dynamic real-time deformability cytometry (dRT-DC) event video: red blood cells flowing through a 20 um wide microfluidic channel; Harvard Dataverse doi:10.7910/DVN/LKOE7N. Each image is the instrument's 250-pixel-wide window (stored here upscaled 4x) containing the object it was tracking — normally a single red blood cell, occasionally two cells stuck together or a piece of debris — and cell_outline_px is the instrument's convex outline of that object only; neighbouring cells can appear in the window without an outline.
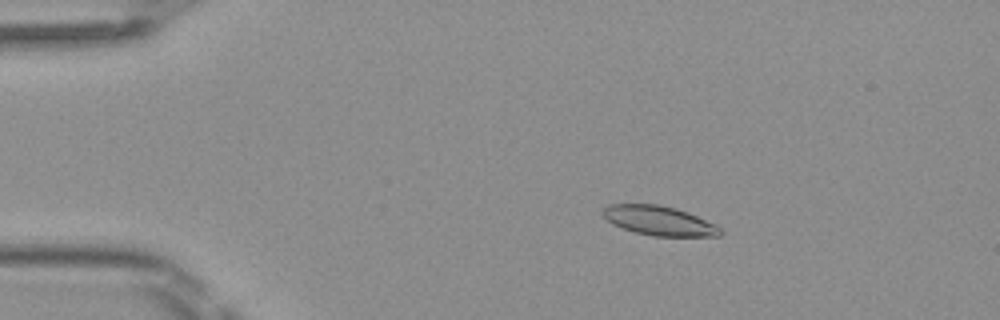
{"species": "Egyptian fruit bat (a non-hibernating species)", "species_latin": "Rousettus aegyptiacus", "temperature_condition": "room temperature", "stored_images_in_passage": 50, "camera_frame_rate_fps": 3000, "um_per_image_px": 0.085, "frame": {"image": 1, "passage_image": 9, "time_ms": 2.667, "image_size_px": [1000, 320], "cell_outline_px": [[724, 232], [720, 236], [652, 236], [636, 232], [612, 224], [600, 212], [608, 204], [660, 204], [676, 208], [688, 212], [716, 224]], "centroid_in_image_um": [56.04, 18.75], "position_along_channel_um": 29.0, "area_um2": 20.23}}
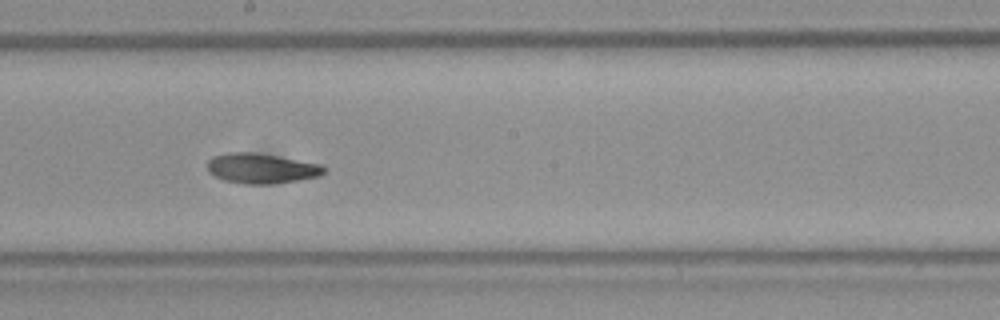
{"frame": {"image": 2, "passage_image": 28, "time_ms": 9.0, "image_size_px": [1000, 320], "cell_outline_px": [[324, 172], [316, 176], [296, 180], [272, 184], [248, 184], [224, 180], [208, 172], [208, 160], [212, 156], [228, 152], [252, 152], [324, 164]], "centroid_in_image_um": [22.19, 14.3], "position_along_channel_um": 226.0, "area_um2": 20.23}}
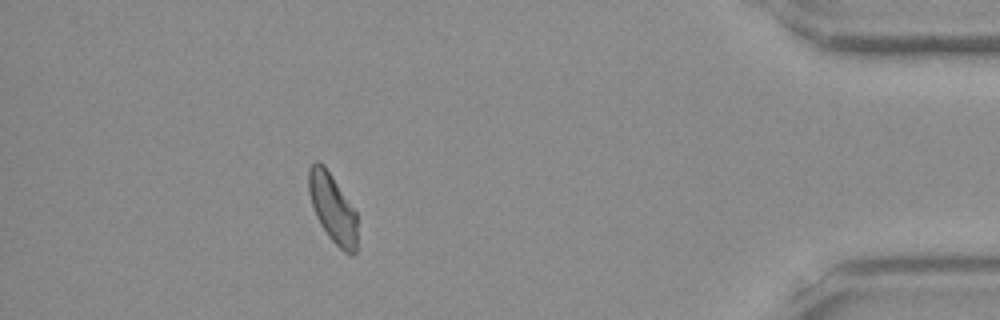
{"frame": {"image": 3, "passage_image": 45, "time_ms": 14.667, "image_size_px": [1000, 320], "cell_outline_px": [[356, 252], [352, 256], [348, 256], [328, 236], [320, 224], [316, 216], [308, 192], [308, 168], [316, 160], [324, 164], [356, 212]], "centroid_in_image_um": [28.25, 17.69], "position_along_channel_um": 406.9, "area_um2": 19.42}, "authors_computed_cell_mechanics": {"area_um2": 20.4034, "velocity_mm_per_s": 4.0664, "shape_relaxation_time_tau1_ms": 3.5845, "shape_relaxation_time_tau2_ms": 3.4351, "deformation_change_tau1": 0.1376, "deformation_change_tau2": 0.0999}}